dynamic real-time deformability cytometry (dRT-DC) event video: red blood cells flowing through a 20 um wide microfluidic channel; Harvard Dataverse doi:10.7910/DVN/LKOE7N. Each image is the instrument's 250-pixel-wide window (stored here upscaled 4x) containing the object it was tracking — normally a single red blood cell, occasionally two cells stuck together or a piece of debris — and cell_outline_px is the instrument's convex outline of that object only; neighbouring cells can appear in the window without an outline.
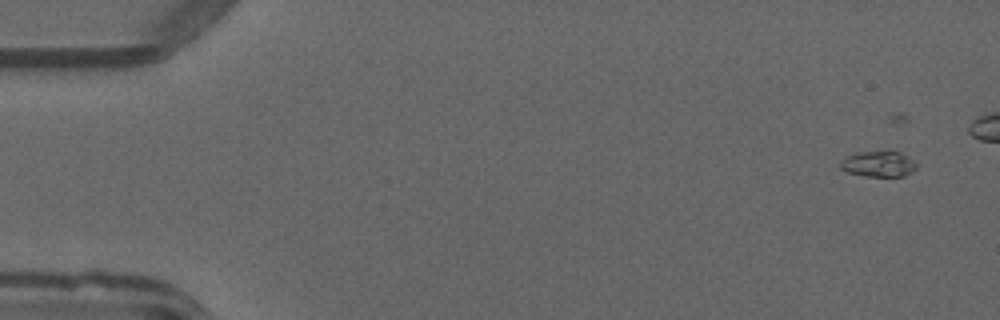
{"species": "common noctule bat (a hibernating species)", "species_latin": "Nyctalus noctula", "temperature_condition": "warm", "stored_images_in_passage": 47, "camera_frame_rate_fps": 3000, "um_per_image_px": 0.085, "animal": {"sex": "male", "forearm_length_mm": 52.5}, "frame": {"image": 1, "passage_image": 5, "time_ms": 1.333, "image_size_px": [1000, 320], "cell_outline_px": [[916, 168], [912, 172], [904, 176], [864, 176], [848, 172], [840, 168], [840, 160], [856, 152], [900, 152], [908, 156], [916, 164]], "centroid_in_image_um": [74.66, 13.95], "position_along_channel_um": 10.3, "area_um2": 11.27}}
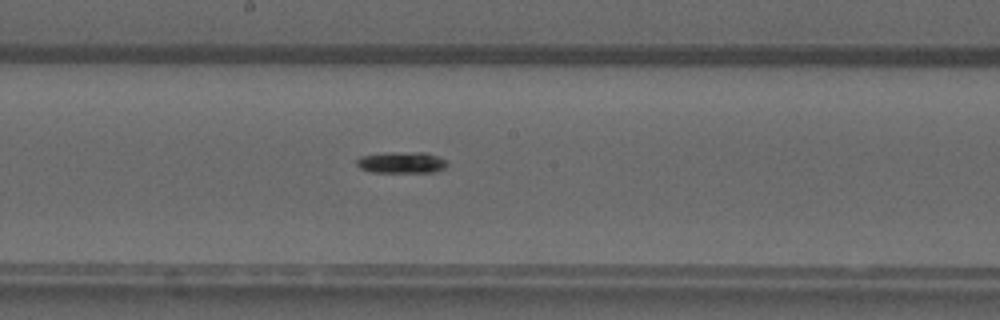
{"frame": {"image": 2, "passage_image": 30, "time_ms": 9.667, "image_size_px": [1000, 320], "cell_outline_px": [[448, 164], [444, 168], [436, 172], [372, 172], [360, 168], [356, 164], [356, 160], [360, 156], [384, 152], [424, 152], [448, 160]], "centroid_in_image_um": [34.13, 13.8], "position_along_channel_um": 214.1, "area_um2": 11.44}}
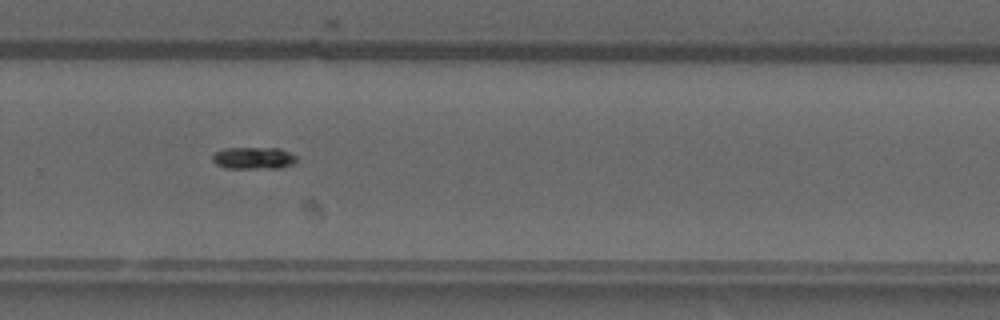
{"frame": {"image": 3, "passage_image": 37, "time_ms": 12.0, "image_size_px": [1000, 320], "cell_outline_px": [[296, 160], [292, 164], [280, 168], [224, 168], [216, 164], [212, 160], [212, 156], [216, 152], [224, 148], [280, 148], [292, 152], [296, 156]], "centroid_in_image_um": [21.56, 13.43], "position_along_channel_um": 308.2, "area_um2": 10.87}, "authors_computed_cell_mechanics": {"area_um2": 10.982, "velocity_mm_per_s": 4.0553, "shape_relaxation_time_tau1_ms": 6.5632, "shape_relaxation_time_tau2_ms": null, "deformation_change_tau1": 0.2058, "deformation_change_tau2": null}}